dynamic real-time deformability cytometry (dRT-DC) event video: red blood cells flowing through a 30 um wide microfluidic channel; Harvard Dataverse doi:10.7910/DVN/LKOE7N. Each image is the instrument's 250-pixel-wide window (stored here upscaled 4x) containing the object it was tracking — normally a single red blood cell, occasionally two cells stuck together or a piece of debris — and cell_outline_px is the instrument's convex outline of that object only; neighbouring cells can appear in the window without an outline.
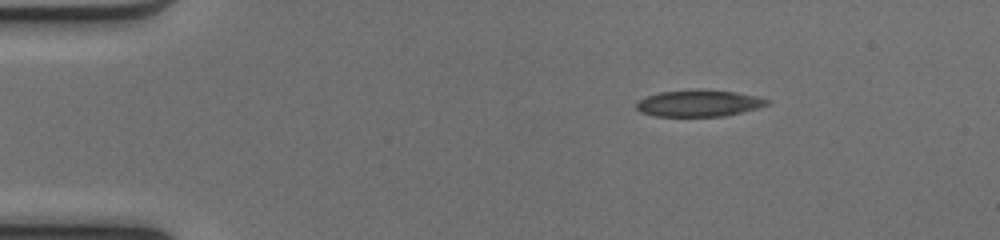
{"species": "common noctule bat (a hibernating species)", "species_latin": "Nyctalus noctula", "temperature_condition": "cold", "stored_images_in_passage": 43, "camera_frame_rate_fps": 3000, "um_per_image_px": 0.085, "animal": {"sex": "female", "body_mass_g": 17.0, "forearm_length_mm": 48.0}, "frame": {"image": 1, "passage_image": 1, "time_ms": 0.0, "image_size_px": [1000, 240], "cell_outline_px": [[772, 104], [724, 116], [656, 116], [640, 112], [636, 108], [636, 104], [640, 100], [648, 96], [660, 92], [700, 88], [704, 88], [736, 92], [756, 96], [772, 100]], "centroid_in_image_um": [59.45, 8.76], "position_along_channel_um": 25.6, "area_um2": 20.46}}
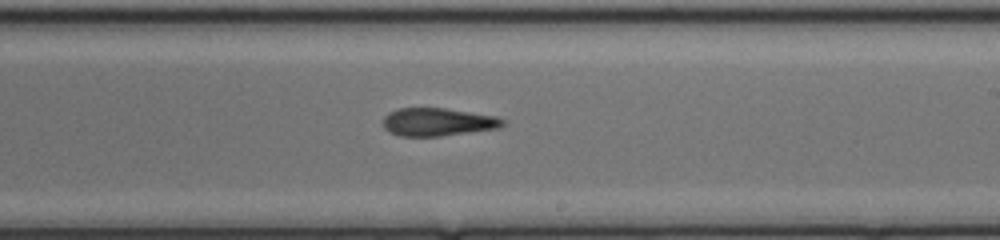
{"frame": {"image": 2, "passage_image": 23, "time_ms": 7.333, "image_size_px": [1000, 240], "cell_outline_px": [[504, 124], [500, 128], [440, 136], [400, 136], [388, 132], [384, 128], [384, 116], [388, 112], [400, 108], [444, 108], [496, 116], [504, 120]], "centroid_in_image_um": [37.19, 10.37], "position_along_channel_um": 251.8, "area_um2": 19.48}}
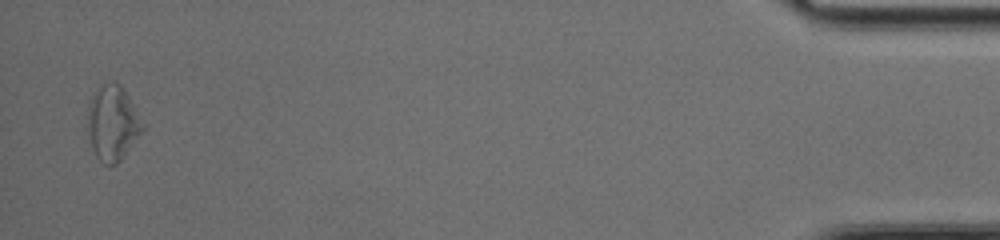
{"frame": {"image": 3, "passage_image": 42, "time_ms": 13.667, "image_size_px": [1000, 240], "cell_outline_px": [[148, 128], [120, 160], [116, 164], [104, 164], [96, 156], [92, 148], [84, 128], [88, 100], [100, 84], [104, 80], [116, 80], [124, 88], [148, 124]], "centroid_in_image_um": [9.59, 10.39], "position_along_channel_um": 425.6, "area_um2": 25.84}, "authors_computed_cell_mechanics": {"area_um2": 20.519, "velocity_mm_per_s": 4.135, "shape_relaxation_time_tau1_ms": null, "shape_relaxation_time_tau2_ms": 6.7688, "deformation_change_tau1": null, "deformation_change_tau2": 0.2111}}